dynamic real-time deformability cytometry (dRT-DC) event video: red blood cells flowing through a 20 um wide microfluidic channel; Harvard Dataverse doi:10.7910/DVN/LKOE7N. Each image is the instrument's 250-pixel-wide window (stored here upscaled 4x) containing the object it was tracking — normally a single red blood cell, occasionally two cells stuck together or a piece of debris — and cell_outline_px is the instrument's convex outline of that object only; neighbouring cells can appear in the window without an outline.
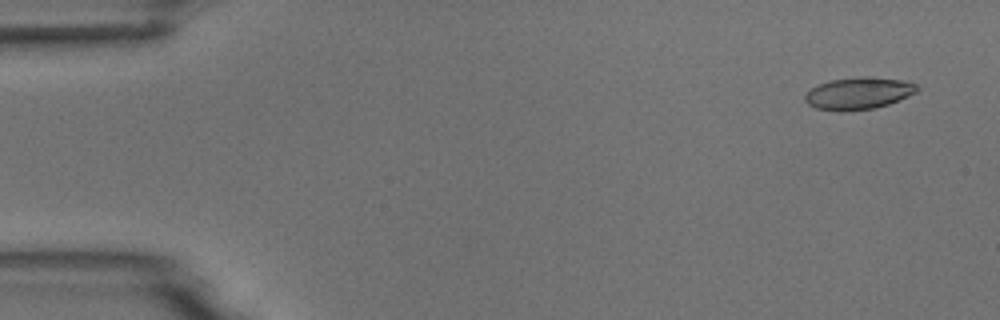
{"species": "common noctule bat (a hibernating species)", "species_latin": "Nyctalus noctula", "temperature_condition": "room temperature", "stored_images_in_passage": 6, "camera_frame_rate_fps": 3000, "um_per_image_px": 0.085, "animal": {"sex": "male", "body_mass_g": 18.8}, "frame": {"image": 1, "passage_image": 1, "time_ms": 0.0, "image_size_px": [1000, 320], "cell_outline_px": [[920, 88], [916, 92], [888, 104], [876, 108], [840, 112], [816, 108], [808, 104], [804, 100], [804, 96], [812, 88], [828, 80], [864, 76], [868, 76], [900, 80], [916, 84]], "centroid_in_image_um": [72.95, 7.94], "position_along_channel_um": 12.1, "area_um2": 20.87}}